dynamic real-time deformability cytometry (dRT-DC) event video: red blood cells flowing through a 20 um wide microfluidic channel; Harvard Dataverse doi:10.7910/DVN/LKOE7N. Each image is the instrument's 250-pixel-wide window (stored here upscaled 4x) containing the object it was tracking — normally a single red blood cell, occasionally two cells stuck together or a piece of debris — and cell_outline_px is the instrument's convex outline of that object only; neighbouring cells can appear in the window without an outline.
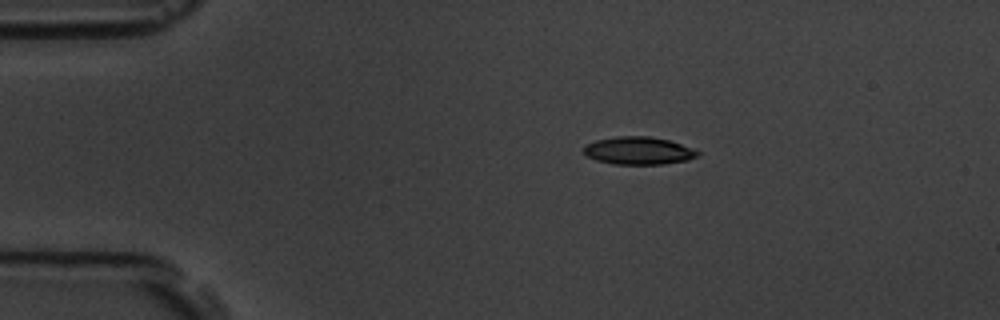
{"species": "common noctule bat (a hibernating species)", "species_latin": "Nyctalus noctula", "temperature_condition": "room temperature", "stored_images_in_passage": 3, "camera_frame_rate_fps": 3000, "um_per_image_px": 0.085, "animal": {"sex": "male", "body_mass_g": 19.5, "forearm_length_mm": 54.6}, "frame": {"image": 1, "passage_image": 2, "time_ms": 1.333, "image_size_px": [1000, 320], "cell_outline_px": [[700, 156], [688, 160], [664, 164], [612, 164], [596, 160], [588, 156], [584, 152], [584, 148], [588, 144], [596, 140], [616, 136], [648, 136], [668, 140], [692, 148], [700, 152]], "centroid_in_image_um": [54.3, 12.81], "position_along_channel_um": 30.7, "area_um2": 18.32}}